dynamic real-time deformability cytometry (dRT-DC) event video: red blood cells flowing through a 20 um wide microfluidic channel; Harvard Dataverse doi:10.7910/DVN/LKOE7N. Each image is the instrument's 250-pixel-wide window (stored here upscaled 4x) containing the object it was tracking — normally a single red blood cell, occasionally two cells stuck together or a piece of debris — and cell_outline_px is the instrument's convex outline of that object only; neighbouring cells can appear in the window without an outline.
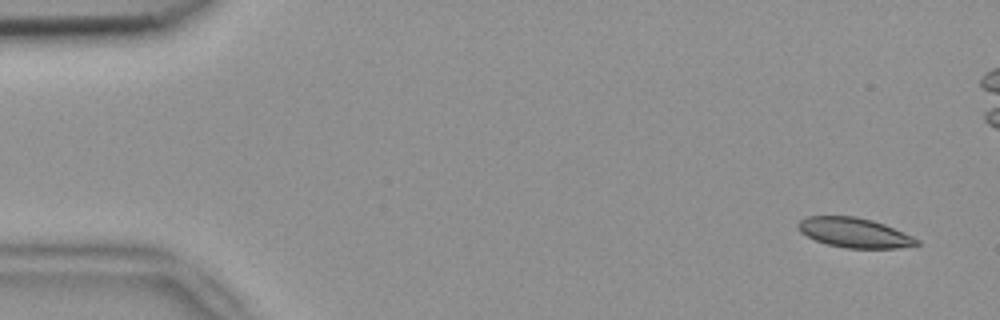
{"species": "common noctule bat (a hibernating species)", "species_latin": "Nyctalus noctula", "temperature_condition": "room temperature", "stored_images_in_passage": 5, "camera_frame_rate_fps": 3000, "um_per_image_px": 0.085, "animal": {"sex": "female", "body_mass_g": 18.4}, "frame": {"image": 1, "passage_image": 1, "time_ms": 0.0, "image_size_px": [1000, 320], "cell_outline_px": [[920, 244], [896, 248], [844, 248], [828, 244], [816, 240], [800, 232], [796, 228], [796, 224], [800, 220], [808, 216], [856, 216], [872, 220], [884, 224], [912, 236], [920, 240]], "centroid_in_image_um": [72.59, 19.77], "position_along_channel_um": 12.4, "area_um2": 20.52}}